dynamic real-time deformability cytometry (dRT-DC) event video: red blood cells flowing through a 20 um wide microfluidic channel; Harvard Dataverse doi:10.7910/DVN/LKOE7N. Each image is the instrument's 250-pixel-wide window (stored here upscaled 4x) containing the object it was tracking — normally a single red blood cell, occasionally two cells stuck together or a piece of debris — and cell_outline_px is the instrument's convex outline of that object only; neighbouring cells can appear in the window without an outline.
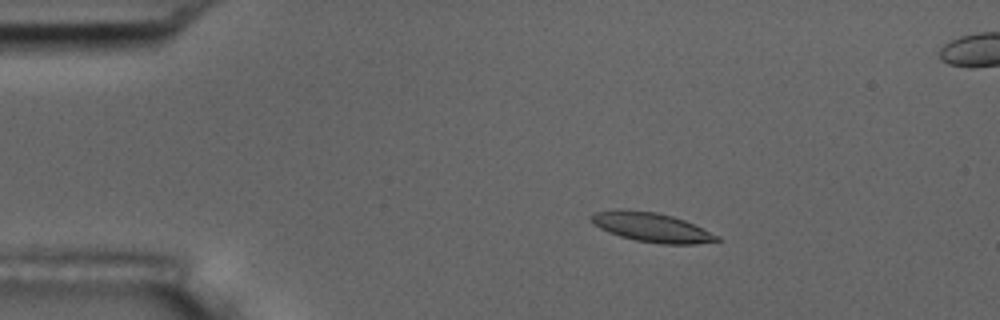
{"species": "common noctule bat (a hibernating species)", "species_latin": "Nyctalus noctula", "temperature_condition": "room temperature", "stored_images_in_passage": 5, "camera_frame_rate_fps": 3000, "um_per_image_px": 0.085, "animal": {"sex": "male", "body_mass_g": 17.5, "forearm_length_mm": 52.3}, "frame": {"image": 1, "passage_image": 2, "time_ms": 1.333, "image_size_px": [1000, 320], "cell_outline_px": [[720, 240], [696, 244], [660, 244], [636, 240], [620, 236], [608, 232], [592, 224], [588, 216], [596, 212], [616, 208], [620, 208], [656, 212], [672, 216], [684, 220], [720, 236]], "centroid_in_image_um": [55.33, 19.3], "position_along_channel_um": 29.7, "area_um2": 21.62}}